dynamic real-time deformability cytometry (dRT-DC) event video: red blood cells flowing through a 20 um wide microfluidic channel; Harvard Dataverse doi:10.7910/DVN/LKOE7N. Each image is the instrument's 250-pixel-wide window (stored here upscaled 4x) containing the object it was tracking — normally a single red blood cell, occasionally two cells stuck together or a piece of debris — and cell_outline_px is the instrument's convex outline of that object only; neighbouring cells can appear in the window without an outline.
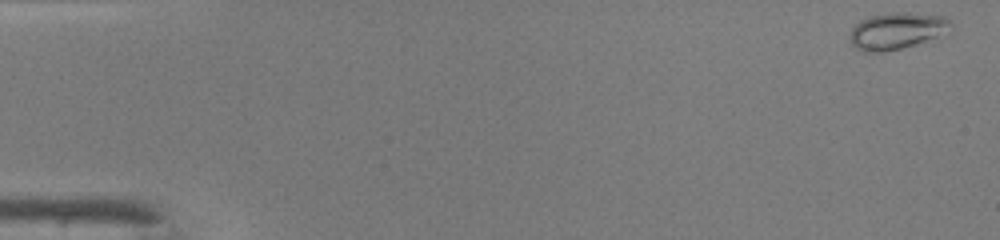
{"species": "common noctule bat (a hibernating species)", "species_latin": "Nyctalus noctula", "temperature_condition": "warm", "stored_images_in_passage": 8, "camera_frame_rate_fps": 3000, "um_per_image_px": 0.085, "animal": {"sex": "male", "body_mass_g": 19.0, "forearm_length_mm": 50.8}, "frame": {"image": 1, "passage_image": 1, "time_ms": 0.0, "image_size_px": [1000, 240], "cell_outline_px": [[952, 24], [936, 36], [916, 44], [884, 52], [864, 52], [856, 48], [852, 44], [852, 28], [860, 20], [868, 16], [892, 12], [908, 12], [944, 16]], "centroid_in_image_um": [76.17, 2.61], "position_along_channel_um": 8.8, "area_um2": 21.04}}